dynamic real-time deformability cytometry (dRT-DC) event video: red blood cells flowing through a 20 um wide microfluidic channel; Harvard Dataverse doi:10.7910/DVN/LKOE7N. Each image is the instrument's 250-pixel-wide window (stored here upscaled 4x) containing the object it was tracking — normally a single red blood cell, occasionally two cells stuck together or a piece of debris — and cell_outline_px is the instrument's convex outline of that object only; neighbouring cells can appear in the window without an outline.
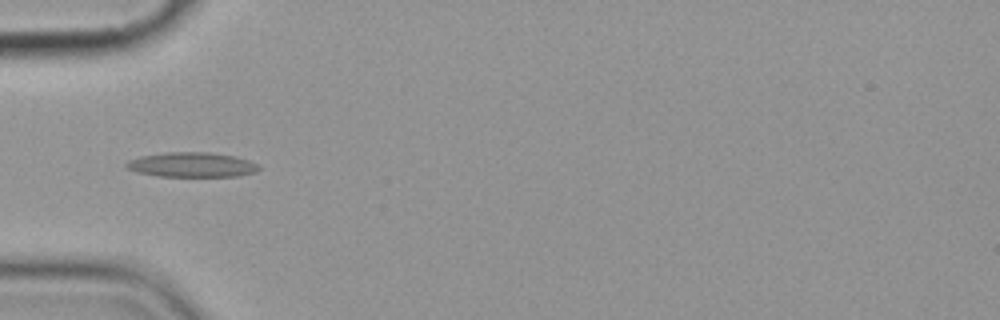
{"species": "common noctule bat (a hibernating species)", "species_latin": "Nyctalus noctula", "temperature_condition": "cold", "stored_images_in_passage": 2, "camera_frame_rate_fps": 3000, "um_per_image_px": 0.085, "animal": {"sex": "female", "body_mass_g": 19.9}, "frame": {"image": 1, "passage_image": 2, "time_ms": 1.0, "image_size_px": [1000, 320], "cell_outline_px": [[260, 168], [256, 172], [240, 176], [156, 176], [136, 172], [128, 168], [124, 164], [128, 160], [140, 156], [168, 152], [208, 152], [232, 156], [248, 160], [256, 164]], "centroid_in_image_um": [16.27, 14.01], "position_along_channel_um": 68.7, "area_um2": 19.02}}